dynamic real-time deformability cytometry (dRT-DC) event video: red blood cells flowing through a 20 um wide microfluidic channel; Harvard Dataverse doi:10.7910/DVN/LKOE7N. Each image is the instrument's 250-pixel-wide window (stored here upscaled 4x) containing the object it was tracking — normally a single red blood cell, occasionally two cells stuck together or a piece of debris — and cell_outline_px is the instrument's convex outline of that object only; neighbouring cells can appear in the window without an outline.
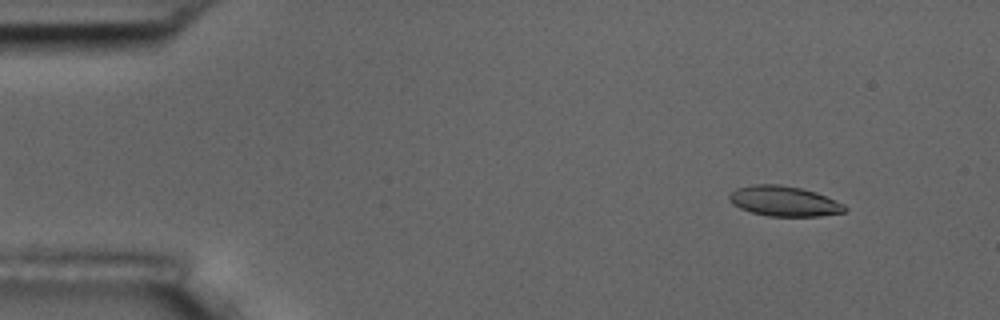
{"species": "common noctule bat (a hibernating species)", "species_latin": "Nyctalus noctula", "temperature_condition": "room temperature", "stored_images_in_passage": 50, "camera_frame_rate_fps": 3000, "um_per_image_px": 0.085, "animal": {"sex": "male", "body_mass_g": 17.5, "forearm_length_mm": 52.3}, "frame": {"image": 1, "passage_image": 1, "time_ms": 0.0, "image_size_px": [1000, 320], "cell_outline_px": [[848, 208], [844, 212], [820, 216], [768, 216], [752, 212], [740, 208], [732, 204], [728, 200], [728, 196], [736, 188], [752, 184], [780, 184], [800, 188], [816, 192], [844, 204]], "centroid_in_image_um": [66.63, 17.09], "position_along_channel_um": 18.4, "area_um2": 20.35}}
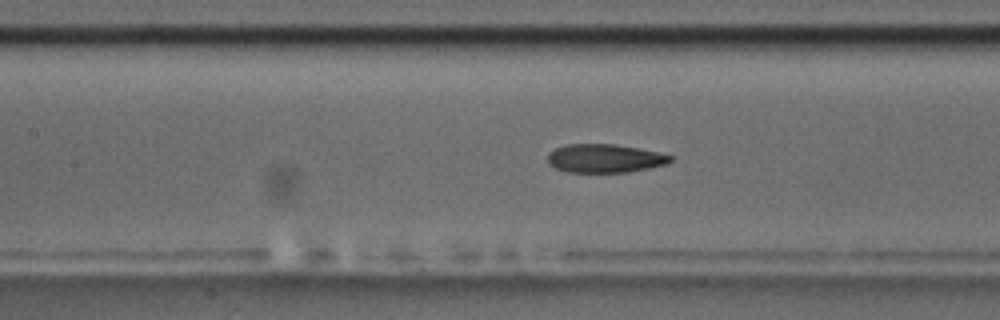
{"frame": {"image": 2, "passage_image": 20, "time_ms": 6.333, "image_size_px": [1000, 320], "cell_outline_px": [[672, 160], [668, 164], [628, 172], [568, 172], [556, 168], [548, 164], [548, 152], [556, 148], [568, 144], [616, 144], [656, 152], [672, 156]], "centroid_in_image_um": [51.38, 13.46], "position_along_channel_um": 156.0, "area_um2": 20.29}}
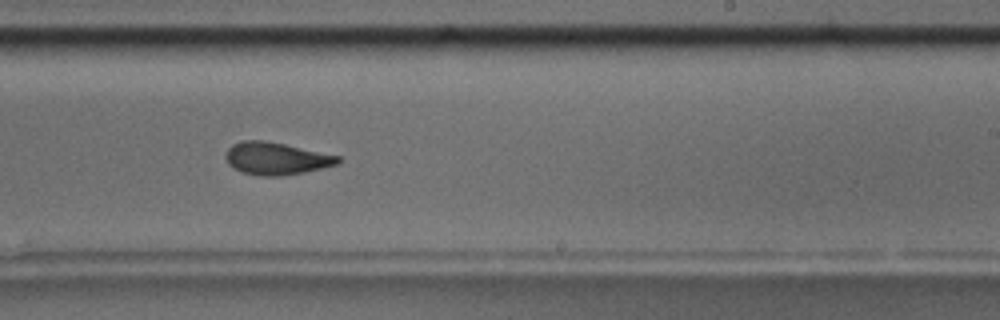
{"frame": {"image": 3, "passage_image": 29, "time_ms": 9.333, "image_size_px": [1000, 320], "cell_outline_px": [[340, 164], [324, 168], [284, 176], [260, 176], [240, 172], [232, 168], [228, 164], [224, 156], [228, 148], [232, 144], [240, 140], [264, 140], [284, 144], [340, 156]], "centroid_in_image_um": [23.44, 13.48], "position_along_channel_um": 265.6, "area_um2": 21.5}, "authors_computed_cell_mechanics": {"area_um2": 21.4149, "velocity_mm_per_s": 3.6679, "shape_relaxation_time_tau1_ms": 5.766, "shape_relaxation_time_tau2_ms": 3.0571, "deformation_change_tau1": 0.1643, "deformation_change_tau2": 0.0916}}